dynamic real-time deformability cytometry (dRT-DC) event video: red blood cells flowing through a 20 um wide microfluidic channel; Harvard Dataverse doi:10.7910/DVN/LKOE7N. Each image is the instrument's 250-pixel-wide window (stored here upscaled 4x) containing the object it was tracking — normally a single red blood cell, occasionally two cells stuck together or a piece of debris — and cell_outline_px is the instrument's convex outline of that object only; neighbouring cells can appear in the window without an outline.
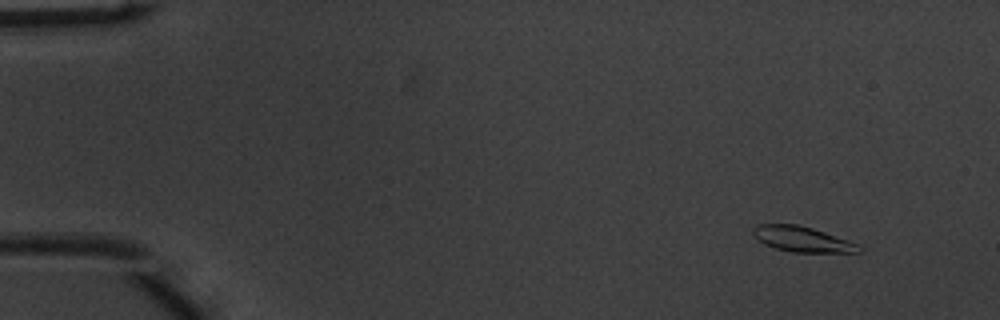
{"species": "common noctule bat (a hibernating species)", "species_latin": "Nyctalus noctula", "temperature_condition": "warm", "stored_images_in_passage": 49, "camera_frame_rate_fps": 3000, "um_per_image_px": 0.085, "animal": {"sex": "male", "body_mass_g": 20.1, "forearm_length_mm": 53.5}, "frame": {"image": 1, "passage_image": 2, "time_ms": 0.333, "image_size_px": [1000, 320], "cell_outline_px": [[860, 252], [792, 252], [776, 248], [764, 244], [752, 232], [752, 228], [756, 224], [796, 224], [812, 228], [860, 244]], "centroid_in_image_um": [68.18, 20.32], "position_along_channel_um": 16.8, "area_um2": 15.43}}
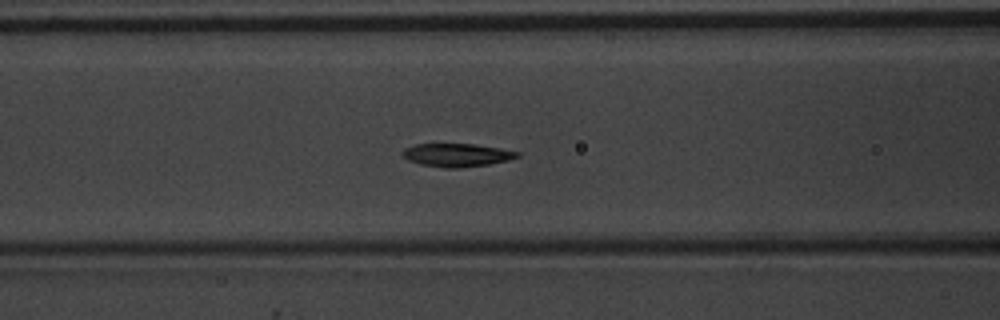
{"frame": {"image": 2, "passage_image": 19, "time_ms": 6.0, "image_size_px": [1000, 320], "cell_outline_px": [[520, 156], [508, 160], [488, 164], [460, 168], [444, 168], [420, 164], [408, 160], [400, 156], [400, 152], [404, 148], [416, 144], [476, 144], [500, 148], [520, 152]], "centroid_in_image_um": [38.79, 13.18], "position_along_channel_um": 127.8, "area_um2": 15.66}}
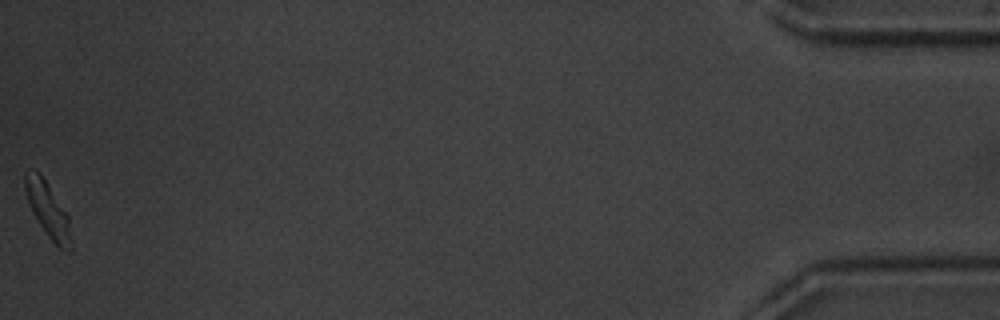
{"frame": {"image": 3, "passage_image": 49, "time_ms": 16.0, "image_size_px": [1000, 320], "cell_outline_px": [[72, 252], [68, 252], [60, 248], [48, 236], [32, 212], [28, 204], [24, 188], [24, 172], [28, 168], [36, 172], [44, 180], [68, 216], [72, 240]], "centroid_in_image_um": [4.06, 17.87], "position_along_channel_um": 431.1, "area_um2": 14.45}, "authors_computed_cell_mechanics": {"area_um2": 15.8372, "velocity_mm_per_s": 3.9558, "shape_relaxation_time_tau1_ms": 2.7424, "shape_relaxation_time_tau2_ms": 3.6458, "deformation_change_tau1": 0.119, "deformation_change_tau2": 0.1028}}